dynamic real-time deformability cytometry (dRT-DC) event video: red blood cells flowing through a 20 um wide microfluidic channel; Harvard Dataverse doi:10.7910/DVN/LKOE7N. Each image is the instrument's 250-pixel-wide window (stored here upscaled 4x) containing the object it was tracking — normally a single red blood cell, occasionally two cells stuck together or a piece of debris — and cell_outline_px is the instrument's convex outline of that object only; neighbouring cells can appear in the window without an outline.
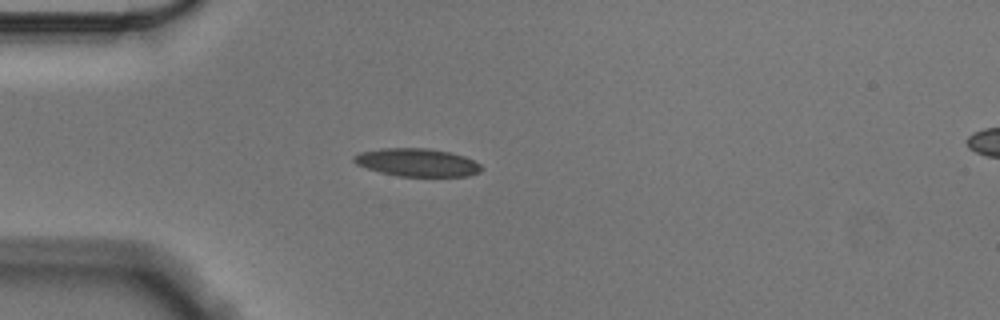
{"species": "Egyptian fruit bat (a non-hibernating species)", "species_latin": "Rousettus aegyptiacus", "temperature_condition": "cold", "stored_images_in_passage": 42, "camera_frame_rate_fps": 3000, "um_per_image_px": 0.085, "animal": {"sex": "male"}, "frame": {"image": 1, "passage_image": 1, "time_ms": 0.0, "image_size_px": [1000, 320], "cell_outline_px": [[484, 168], [480, 172], [468, 176], [396, 176], [380, 172], [356, 164], [352, 160], [352, 156], [360, 152], [380, 148], [428, 148], [448, 152], [464, 156], [480, 164]], "centroid_in_image_um": [35.44, 13.81], "position_along_channel_um": 49.6, "area_um2": 20.81}}
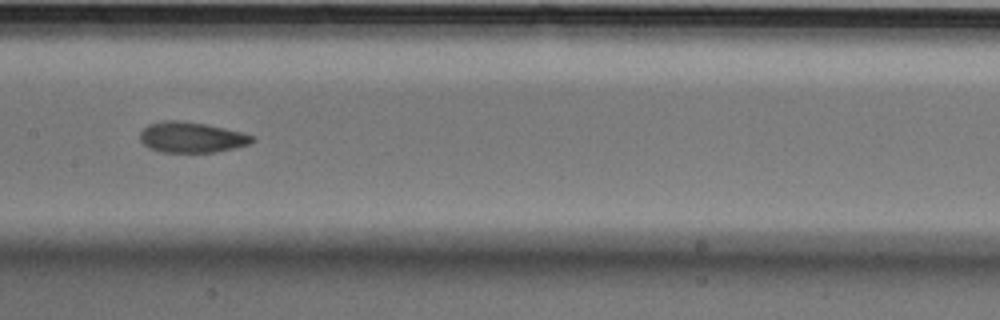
{"frame": {"image": 2, "passage_image": 14, "time_ms": 4.333, "image_size_px": [1000, 320], "cell_outline_px": [[256, 140], [248, 144], [216, 152], [160, 152], [148, 148], [140, 140], [140, 132], [148, 124], [168, 120], [176, 120], [204, 124], [224, 128], [256, 136]], "centroid_in_image_um": [16.27, 11.68], "position_along_channel_um": 191.1, "area_um2": 19.88}}
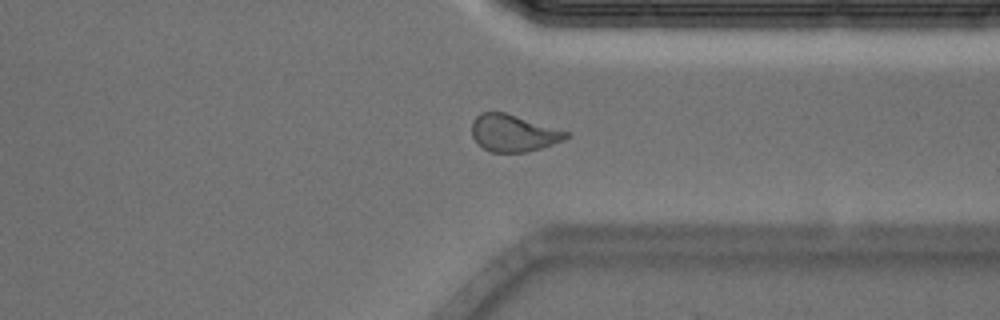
{"frame": {"image": 3, "passage_image": 29, "time_ms": 9.333, "image_size_px": [1000, 320], "cell_outline_px": [[572, 136], [564, 140], [540, 148], [524, 152], [492, 152], [484, 148], [472, 136], [472, 120], [480, 112], [504, 112], [572, 132]], "centroid_in_image_um": [43.68, 11.3], "position_along_channel_um": 367.7, "area_um2": 20.35}, "authors_computed_cell_mechanics": {"area_um2": 20.3456, "velocity_mm_per_s": 3.545, "shape_relaxation_time_tau1_ms": 5.5858, "shape_relaxation_time_tau2_ms": 1.8617, "deformation_change_tau1": 0.139, "deformation_change_tau2": 0.0747}}